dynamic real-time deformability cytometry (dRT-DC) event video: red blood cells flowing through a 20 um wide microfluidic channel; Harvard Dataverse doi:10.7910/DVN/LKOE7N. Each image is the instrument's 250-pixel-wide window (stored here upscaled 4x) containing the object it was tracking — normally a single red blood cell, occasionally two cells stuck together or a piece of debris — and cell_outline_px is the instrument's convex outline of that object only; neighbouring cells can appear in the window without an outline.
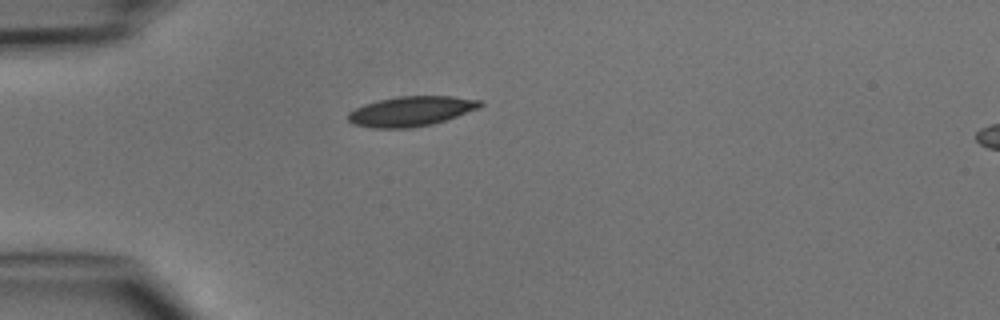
{"species": "common noctule bat (a hibernating species)", "species_latin": "Nyctalus noctula", "temperature_condition": "cold", "stored_images_in_passage": 1, "camera_frame_rate_fps": 3000, "um_per_image_px": 0.085, "animal": {"sex": "male", "body_mass_g": 15.6}, "frame": {"image": 1, "passage_image": 1, "time_ms": 0.0, "image_size_px": [1000, 320], "cell_outline_px": [[484, 104], [480, 108], [432, 124], [408, 128], [372, 128], [352, 124], [348, 120], [348, 112], [364, 104], [380, 100], [400, 96], [452, 96], [484, 100]], "centroid_in_image_um": [34.96, 9.45], "position_along_channel_um": 50.0, "area_um2": 23.0}}